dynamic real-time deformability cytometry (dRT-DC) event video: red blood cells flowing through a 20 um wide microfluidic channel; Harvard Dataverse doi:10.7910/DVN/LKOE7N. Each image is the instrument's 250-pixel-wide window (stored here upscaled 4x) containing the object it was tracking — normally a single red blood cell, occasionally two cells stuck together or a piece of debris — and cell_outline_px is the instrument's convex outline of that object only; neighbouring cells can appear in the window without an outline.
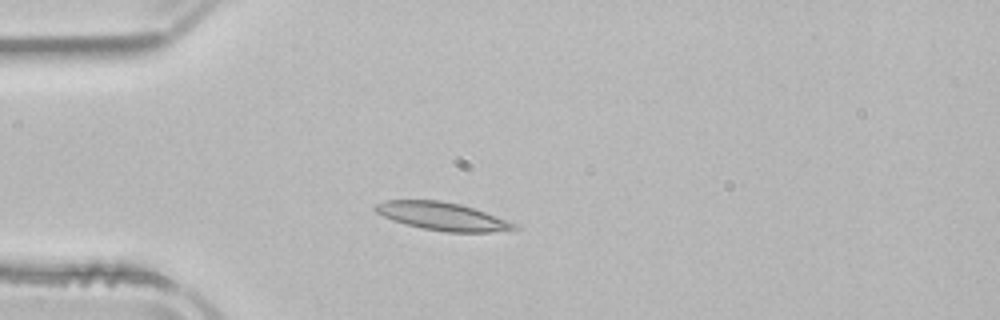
{"species": "common noctule bat (a hibernating species)", "species_latin": "Nyctalus noctula", "temperature_condition": "room temperature", "stored_images_in_passage": 1, "camera_frame_rate_fps": 3000, "um_per_image_px": 0.085, "animal": {"sex": "male", "body_mass_g": 21.5, "forearm_length_mm": 52.0}, "frame": {"image": 1, "passage_image": 1, "time_ms": 0.0, "image_size_px": [1000, 320], "cell_outline_px": [[520, 228], [492, 232], [448, 232], [424, 228], [392, 220], [376, 212], [372, 208], [376, 204], [384, 200], [440, 200], [460, 204], [484, 212], [516, 224]], "centroid_in_image_um": [37.56, 18.38], "position_along_channel_um": 47.4, "area_um2": 22.25}}